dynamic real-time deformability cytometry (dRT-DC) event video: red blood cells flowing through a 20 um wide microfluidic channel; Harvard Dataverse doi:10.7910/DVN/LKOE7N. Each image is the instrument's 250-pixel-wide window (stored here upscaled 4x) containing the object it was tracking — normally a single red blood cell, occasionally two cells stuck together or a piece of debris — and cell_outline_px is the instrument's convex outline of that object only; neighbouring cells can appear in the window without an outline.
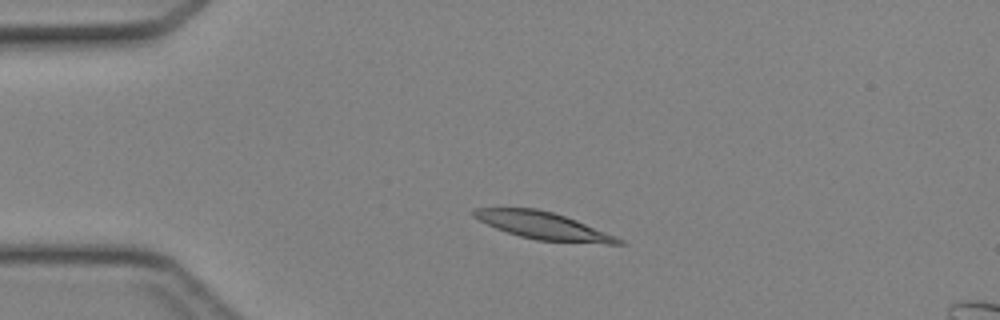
{"species": "Egyptian fruit bat (a non-hibernating species)", "species_latin": "Rousettus aegyptiacus", "temperature_condition": "cold", "stored_images_in_passage": 36, "camera_frame_rate_fps": 3000, "um_per_image_px": 0.085, "animal": {"sex": "female"}, "frame": {"image": 1, "passage_image": 1, "time_ms": 0.0, "image_size_px": [1000, 320], "cell_outline_px": [[624, 244], [608, 244], [536, 240], [520, 236], [496, 228], [472, 216], [472, 208], [536, 208], [552, 212], [576, 220], [616, 236], [624, 240]], "centroid_in_image_um": [46.18, 19.18], "position_along_channel_um": 38.8, "area_um2": 22.77}}
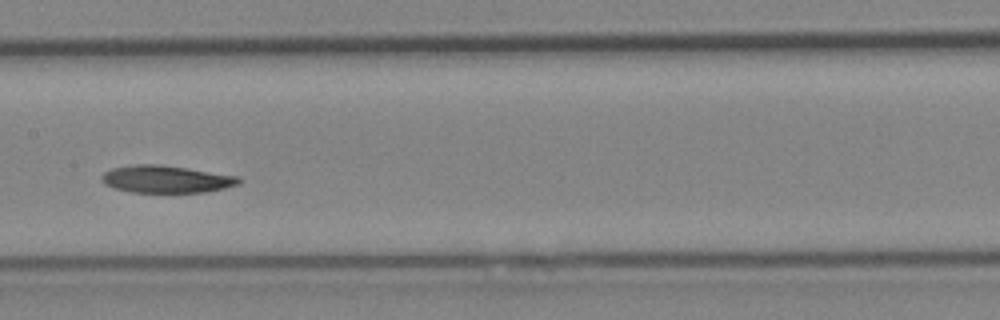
{"frame": {"image": 2, "passage_image": 14, "time_ms": 4.333, "image_size_px": [1000, 320], "cell_outline_px": [[240, 184], [208, 192], [132, 192], [112, 188], [104, 184], [100, 180], [100, 176], [104, 172], [112, 168], [136, 164], [156, 164], [188, 168], [240, 176]], "centroid_in_image_um": [14.11, 15.23], "position_along_channel_um": 193.3, "area_um2": 22.02}}
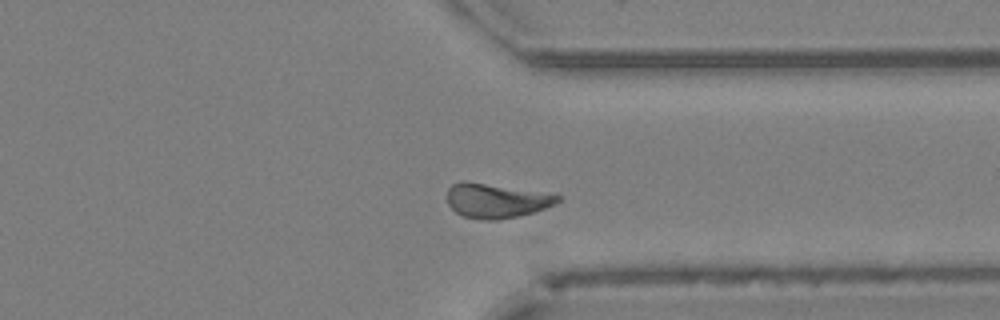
{"frame": {"image": 3, "passage_image": 26, "time_ms": 8.333, "image_size_px": [1000, 320], "cell_outline_px": [[560, 200], [544, 208], [532, 212], [516, 216], [496, 220], [488, 220], [464, 216], [456, 212], [448, 204], [448, 188], [452, 184], [460, 180], [464, 180], [560, 196]], "centroid_in_image_um": [42.08, 17.05], "position_along_channel_um": 369.3, "area_um2": 21.44}}